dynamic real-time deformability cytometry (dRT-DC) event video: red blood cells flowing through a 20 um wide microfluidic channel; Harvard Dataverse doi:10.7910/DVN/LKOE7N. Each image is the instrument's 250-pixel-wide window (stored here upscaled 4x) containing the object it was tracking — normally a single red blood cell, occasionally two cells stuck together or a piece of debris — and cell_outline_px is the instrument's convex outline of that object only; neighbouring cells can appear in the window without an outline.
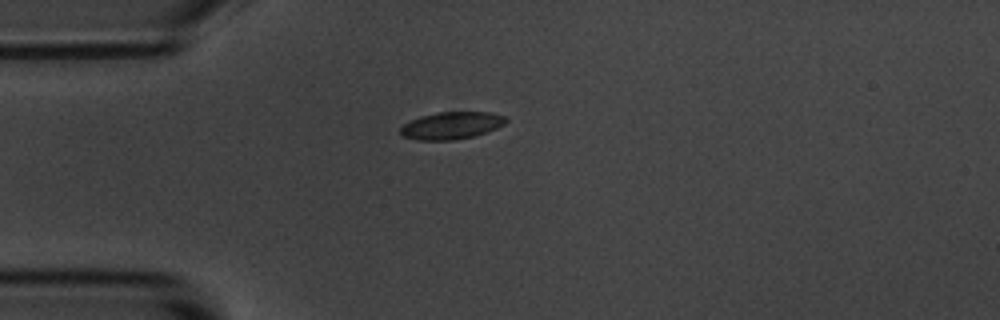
{"species": "common noctule bat (a hibernating species)", "species_latin": "Nyctalus noctula", "temperature_condition": "room temperature", "stored_images_in_passage": 2, "camera_frame_rate_fps": 3000, "um_per_image_px": 0.085, "animal": {"sex": "male", "body_mass_g": 20.1, "forearm_length_mm": 53.5}, "frame": {"image": 1, "passage_image": 2, "time_ms": 0.333, "image_size_px": [1000, 320], "cell_outline_px": [[508, 120], [504, 124], [496, 128], [476, 136], [456, 140], [416, 140], [404, 136], [400, 132], [400, 128], [404, 124], [420, 116], [436, 112], [488, 112], [504, 116]], "centroid_in_image_um": [38.38, 10.67], "position_along_channel_um": 46.6, "area_um2": 16.76}}